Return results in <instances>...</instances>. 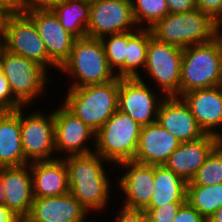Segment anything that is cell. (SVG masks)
<instances>
[{
    "label": "cell",
    "mask_w": 222,
    "mask_h": 222,
    "mask_svg": "<svg viewBox=\"0 0 222 222\" xmlns=\"http://www.w3.org/2000/svg\"><path fill=\"white\" fill-rule=\"evenodd\" d=\"M68 169L70 193L88 210H103L108 205L110 181L96 153L63 158Z\"/></svg>",
    "instance_id": "cell-1"
},
{
    "label": "cell",
    "mask_w": 222,
    "mask_h": 222,
    "mask_svg": "<svg viewBox=\"0 0 222 222\" xmlns=\"http://www.w3.org/2000/svg\"><path fill=\"white\" fill-rule=\"evenodd\" d=\"M221 25L199 9L169 13L151 28L152 36L163 43L186 48L206 43L219 35Z\"/></svg>",
    "instance_id": "cell-2"
},
{
    "label": "cell",
    "mask_w": 222,
    "mask_h": 222,
    "mask_svg": "<svg viewBox=\"0 0 222 222\" xmlns=\"http://www.w3.org/2000/svg\"><path fill=\"white\" fill-rule=\"evenodd\" d=\"M222 85L221 35L213 40L183 48L180 97L195 89Z\"/></svg>",
    "instance_id": "cell-3"
},
{
    "label": "cell",
    "mask_w": 222,
    "mask_h": 222,
    "mask_svg": "<svg viewBox=\"0 0 222 222\" xmlns=\"http://www.w3.org/2000/svg\"><path fill=\"white\" fill-rule=\"evenodd\" d=\"M119 78L102 84L69 88L64 106L97 132L118 110Z\"/></svg>",
    "instance_id": "cell-4"
},
{
    "label": "cell",
    "mask_w": 222,
    "mask_h": 222,
    "mask_svg": "<svg viewBox=\"0 0 222 222\" xmlns=\"http://www.w3.org/2000/svg\"><path fill=\"white\" fill-rule=\"evenodd\" d=\"M59 69L73 77L69 88L102 84L117 77L108 64L101 39L87 36L75 39L69 58Z\"/></svg>",
    "instance_id": "cell-5"
},
{
    "label": "cell",
    "mask_w": 222,
    "mask_h": 222,
    "mask_svg": "<svg viewBox=\"0 0 222 222\" xmlns=\"http://www.w3.org/2000/svg\"><path fill=\"white\" fill-rule=\"evenodd\" d=\"M141 129L128 114L117 110L96 132L94 153L116 166L134 160Z\"/></svg>",
    "instance_id": "cell-6"
},
{
    "label": "cell",
    "mask_w": 222,
    "mask_h": 222,
    "mask_svg": "<svg viewBox=\"0 0 222 222\" xmlns=\"http://www.w3.org/2000/svg\"><path fill=\"white\" fill-rule=\"evenodd\" d=\"M0 69L9 83L13 96L24 107L44 93V86L48 81L52 82V79L47 77L48 70L32 60L6 50L1 44Z\"/></svg>",
    "instance_id": "cell-7"
},
{
    "label": "cell",
    "mask_w": 222,
    "mask_h": 222,
    "mask_svg": "<svg viewBox=\"0 0 222 222\" xmlns=\"http://www.w3.org/2000/svg\"><path fill=\"white\" fill-rule=\"evenodd\" d=\"M0 44L8 51L34 61L46 70L59 67L49 58L33 20L27 14H11Z\"/></svg>",
    "instance_id": "cell-8"
},
{
    "label": "cell",
    "mask_w": 222,
    "mask_h": 222,
    "mask_svg": "<svg viewBox=\"0 0 222 222\" xmlns=\"http://www.w3.org/2000/svg\"><path fill=\"white\" fill-rule=\"evenodd\" d=\"M183 49L149 39L145 69L165 97H180V77Z\"/></svg>",
    "instance_id": "cell-9"
},
{
    "label": "cell",
    "mask_w": 222,
    "mask_h": 222,
    "mask_svg": "<svg viewBox=\"0 0 222 222\" xmlns=\"http://www.w3.org/2000/svg\"><path fill=\"white\" fill-rule=\"evenodd\" d=\"M23 108L24 106L20 107V125L25 159L30 163L56 159L53 156L56 153L54 110L47 117L40 112H33L25 117Z\"/></svg>",
    "instance_id": "cell-10"
},
{
    "label": "cell",
    "mask_w": 222,
    "mask_h": 222,
    "mask_svg": "<svg viewBox=\"0 0 222 222\" xmlns=\"http://www.w3.org/2000/svg\"><path fill=\"white\" fill-rule=\"evenodd\" d=\"M135 25L131 0H91L87 37L101 39L132 31Z\"/></svg>",
    "instance_id": "cell-11"
},
{
    "label": "cell",
    "mask_w": 222,
    "mask_h": 222,
    "mask_svg": "<svg viewBox=\"0 0 222 222\" xmlns=\"http://www.w3.org/2000/svg\"><path fill=\"white\" fill-rule=\"evenodd\" d=\"M143 80L119 78L118 110L146 126L156 122L159 105L165 96H157Z\"/></svg>",
    "instance_id": "cell-12"
},
{
    "label": "cell",
    "mask_w": 222,
    "mask_h": 222,
    "mask_svg": "<svg viewBox=\"0 0 222 222\" xmlns=\"http://www.w3.org/2000/svg\"><path fill=\"white\" fill-rule=\"evenodd\" d=\"M61 106L54 111L56 153L63 151L68 153V156L93 153V150L86 146V142L89 139L95 142L96 132L63 104Z\"/></svg>",
    "instance_id": "cell-13"
},
{
    "label": "cell",
    "mask_w": 222,
    "mask_h": 222,
    "mask_svg": "<svg viewBox=\"0 0 222 222\" xmlns=\"http://www.w3.org/2000/svg\"><path fill=\"white\" fill-rule=\"evenodd\" d=\"M126 168L118 185L125 194L123 207L145 211L153 196L155 165L143 164L135 160L118 164Z\"/></svg>",
    "instance_id": "cell-14"
},
{
    "label": "cell",
    "mask_w": 222,
    "mask_h": 222,
    "mask_svg": "<svg viewBox=\"0 0 222 222\" xmlns=\"http://www.w3.org/2000/svg\"><path fill=\"white\" fill-rule=\"evenodd\" d=\"M0 180L5 194L4 205L23 222L30 214L34 201L30 163L0 168Z\"/></svg>",
    "instance_id": "cell-15"
},
{
    "label": "cell",
    "mask_w": 222,
    "mask_h": 222,
    "mask_svg": "<svg viewBox=\"0 0 222 222\" xmlns=\"http://www.w3.org/2000/svg\"><path fill=\"white\" fill-rule=\"evenodd\" d=\"M156 121L181 143L195 141L206 135L181 97H164Z\"/></svg>",
    "instance_id": "cell-16"
},
{
    "label": "cell",
    "mask_w": 222,
    "mask_h": 222,
    "mask_svg": "<svg viewBox=\"0 0 222 222\" xmlns=\"http://www.w3.org/2000/svg\"><path fill=\"white\" fill-rule=\"evenodd\" d=\"M27 15L33 20L49 58L60 68L69 58L76 38L62 27L52 10H37Z\"/></svg>",
    "instance_id": "cell-17"
},
{
    "label": "cell",
    "mask_w": 222,
    "mask_h": 222,
    "mask_svg": "<svg viewBox=\"0 0 222 222\" xmlns=\"http://www.w3.org/2000/svg\"><path fill=\"white\" fill-rule=\"evenodd\" d=\"M88 210L70 193L34 198L30 214L23 222H83Z\"/></svg>",
    "instance_id": "cell-18"
},
{
    "label": "cell",
    "mask_w": 222,
    "mask_h": 222,
    "mask_svg": "<svg viewBox=\"0 0 222 222\" xmlns=\"http://www.w3.org/2000/svg\"><path fill=\"white\" fill-rule=\"evenodd\" d=\"M181 98L205 134L220 135L215 128L222 125V85L195 89L184 93Z\"/></svg>",
    "instance_id": "cell-19"
},
{
    "label": "cell",
    "mask_w": 222,
    "mask_h": 222,
    "mask_svg": "<svg viewBox=\"0 0 222 222\" xmlns=\"http://www.w3.org/2000/svg\"><path fill=\"white\" fill-rule=\"evenodd\" d=\"M216 146L217 137L209 134L195 141L182 142L164 165L190 182Z\"/></svg>",
    "instance_id": "cell-20"
},
{
    "label": "cell",
    "mask_w": 222,
    "mask_h": 222,
    "mask_svg": "<svg viewBox=\"0 0 222 222\" xmlns=\"http://www.w3.org/2000/svg\"><path fill=\"white\" fill-rule=\"evenodd\" d=\"M180 143L157 121L142 126L134 160L143 164L164 165Z\"/></svg>",
    "instance_id": "cell-21"
},
{
    "label": "cell",
    "mask_w": 222,
    "mask_h": 222,
    "mask_svg": "<svg viewBox=\"0 0 222 222\" xmlns=\"http://www.w3.org/2000/svg\"><path fill=\"white\" fill-rule=\"evenodd\" d=\"M34 198L60 196L70 192L68 169L60 157L30 163Z\"/></svg>",
    "instance_id": "cell-22"
},
{
    "label": "cell",
    "mask_w": 222,
    "mask_h": 222,
    "mask_svg": "<svg viewBox=\"0 0 222 222\" xmlns=\"http://www.w3.org/2000/svg\"><path fill=\"white\" fill-rule=\"evenodd\" d=\"M29 163L22 149L20 108L0 111V168Z\"/></svg>",
    "instance_id": "cell-23"
},
{
    "label": "cell",
    "mask_w": 222,
    "mask_h": 222,
    "mask_svg": "<svg viewBox=\"0 0 222 222\" xmlns=\"http://www.w3.org/2000/svg\"><path fill=\"white\" fill-rule=\"evenodd\" d=\"M154 189L148 208H160L169 203H185L187 182L165 165H155Z\"/></svg>",
    "instance_id": "cell-24"
},
{
    "label": "cell",
    "mask_w": 222,
    "mask_h": 222,
    "mask_svg": "<svg viewBox=\"0 0 222 222\" xmlns=\"http://www.w3.org/2000/svg\"><path fill=\"white\" fill-rule=\"evenodd\" d=\"M91 0H59L52 11L62 27L76 39L87 36Z\"/></svg>",
    "instance_id": "cell-25"
},
{
    "label": "cell",
    "mask_w": 222,
    "mask_h": 222,
    "mask_svg": "<svg viewBox=\"0 0 222 222\" xmlns=\"http://www.w3.org/2000/svg\"><path fill=\"white\" fill-rule=\"evenodd\" d=\"M151 37L150 28H144L143 26L132 31H127L125 78H141L138 67L145 68L148 43Z\"/></svg>",
    "instance_id": "cell-26"
},
{
    "label": "cell",
    "mask_w": 222,
    "mask_h": 222,
    "mask_svg": "<svg viewBox=\"0 0 222 222\" xmlns=\"http://www.w3.org/2000/svg\"><path fill=\"white\" fill-rule=\"evenodd\" d=\"M186 202L208 221L222 207V183L210 186H187Z\"/></svg>",
    "instance_id": "cell-27"
},
{
    "label": "cell",
    "mask_w": 222,
    "mask_h": 222,
    "mask_svg": "<svg viewBox=\"0 0 222 222\" xmlns=\"http://www.w3.org/2000/svg\"><path fill=\"white\" fill-rule=\"evenodd\" d=\"M109 36V37H107ZM101 38L110 68L118 78H125V57L127 56V31Z\"/></svg>",
    "instance_id": "cell-28"
},
{
    "label": "cell",
    "mask_w": 222,
    "mask_h": 222,
    "mask_svg": "<svg viewBox=\"0 0 222 222\" xmlns=\"http://www.w3.org/2000/svg\"><path fill=\"white\" fill-rule=\"evenodd\" d=\"M222 183V151L216 146L187 186H210Z\"/></svg>",
    "instance_id": "cell-29"
},
{
    "label": "cell",
    "mask_w": 222,
    "mask_h": 222,
    "mask_svg": "<svg viewBox=\"0 0 222 222\" xmlns=\"http://www.w3.org/2000/svg\"><path fill=\"white\" fill-rule=\"evenodd\" d=\"M133 16L138 25H147L144 28H151L157 21L167 14L169 9L166 0H131ZM146 22L147 24H143Z\"/></svg>",
    "instance_id": "cell-30"
},
{
    "label": "cell",
    "mask_w": 222,
    "mask_h": 222,
    "mask_svg": "<svg viewBox=\"0 0 222 222\" xmlns=\"http://www.w3.org/2000/svg\"><path fill=\"white\" fill-rule=\"evenodd\" d=\"M184 203H169L160 208H147L148 222H173Z\"/></svg>",
    "instance_id": "cell-31"
},
{
    "label": "cell",
    "mask_w": 222,
    "mask_h": 222,
    "mask_svg": "<svg viewBox=\"0 0 222 222\" xmlns=\"http://www.w3.org/2000/svg\"><path fill=\"white\" fill-rule=\"evenodd\" d=\"M22 106L13 96L9 83L0 69V111H14Z\"/></svg>",
    "instance_id": "cell-32"
},
{
    "label": "cell",
    "mask_w": 222,
    "mask_h": 222,
    "mask_svg": "<svg viewBox=\"0 0 222 222\" xmlns=\"http://www.w3.org/2000/svg\"><path fill=\"white\" fill-rule=\"evenodd\" d=\"M196 9L210 15L222 27V0H196Z\"/></svg>",
    "instance_id": "cell-33"
},
{
    "label": "cell",
    "mask_w": 222,
    "mask_h": 222,
    "mask_svg": "<svg viewBox=\"0 0 222 222\" xmlns=\"http://www.w3.org/2000/svg\"><path fill=\"white\" fill-rule=\"evenodd\" d=\"M173 222H207L205 218L188 202L179 209Z\"/></svg>",
    "instance_id": "cell-34"
},
{
    "label": "cell",
    "mask_w": 222,
    "mask_h": 222,
    "mask_svg": "<svg viewBox=\"0 0 222 222\" xmlns=\"http://www.w3.org/2000/svg\"><path fill=\"white\" fill-rule=\"evenodd\" d=\"M59 0H21V14L37 10H52Z\"/></svg>",
    "instance_id": "cell-35"
},
{
    "label": "cell",
    "mask_w": 222,
    "mask_h": 222,
    "mask_svg": "<svg viewBox=\"0 0 222 222\" xmlns=\"http://www.w3.org/2000/svg\"><path fill=\"white\" fill-rule=\"evenodd\" d=\"M115 222H148L147 213L142 210H133L122 207Z\"/></svg>",
    "instance_id": "cell-36"
},
{
    "label": "cell",
    "mask_w": 222,
    "mask_h": 222,
    "mask_svg": "<svg viewBox=\"0 0 222 222\" xmlns=\"http://www.w3.org/2000/svg\"><path fill=\"white\" fill-rule=\"evenodd\" d=\"M170 13L190 12L196 9V0H166Z\"/></svg>",
    "instance_id": "cell-37"
},
{
    "label": "cell",
    "mask_w": 222,
    "mask_h": 222,
    "mask_svg": "<svg viewBox=\"0 0 222 222\" xmlns=\"http://www.w3.org/2000/svg\"><path fill=\"white\" fill-rule=\"evenodd\" d=\"M11 14L4 6L0 5V41L4 37L7 21Z\"/></svg>",
    "instance_id": "cell-38"
},
{
    "label": "cell",
    "mask_w": 222,
    "mask_h": 222,
    "mask_svg": "<svg viewBox=\"0 0 222 222\" xmlns=\"http://www.w3.org/2000/svg\"><path fill=\"white\" fill-rule=\"evenodd\" d=\"M0 222H22L4 204L0 205Z\"/></svg>",
    "instance_id": "cell-39"
},
{
    "label": "cell",
    "mask_w": 222,
    "mask_h": 222,
    "mask_svg": "<svg viewBox=\"0 0 222 222\" xmlns=\"http://www.w3.org/2000/svg\"><path fill=\"white\" fill-rule=\"evenodd\" d=\"M0 5L4 6L12 14L21 13V0H0Z\"/></svg>",
    "instance_id": "cell-40"
},
{
    "label": "cell",
    "mask_w": 222,
    "mask_h": 222,
    "mask_svg": "<svg viewBox=\"0 0 222 222\" xmlns=\"http://www.w3.org/2000/svg\"><path fill=\"white\" fill-rule=\"evenodd\" d=\"M207 222H222V207H220Z\"/></svg>",
    "instance_id": "cell-41"
},
{
    "label": "cell",
    "mask_w": 222,
    "mask_h": 222,
    "mask_svg": "<svg viewBox=\"0 0 222 222\" xmlns=\"http://www.w3.org/2000/svg\"><path fill=\"white\" fill-rule=\"evenodd\" d=\"M4 201H5V194H4L2 181L0 180V205H3Z\"/></svg>",
    "instance_id": "cell-42"
},
{
    "label": "cell",
    "mask_w": 222,
    "mask_h": 222,
    "mask_svg": "<svg viewBox=\"0 0 222 222\" xmlns=\"http://www.w3.org/2000/svg\"><path fill=\"white\" fill-rule=\"evenodd\" d=\"M217 146L221 149L222 151V132L220 135L217 136Z\"/></svg>",
    "instance_id": "cell-43"
},
{
    "label": "cell",
    "mask_w": 222,
    "mask_h": 222,
    "mask_svg": "<svg viewBox=\"0 0 222 222\" xmlns=\"http://www.w3.org/2000/svg\"><path fill=\"white\" fill-rule=\"evenodd\" d=\"M221 29L222 28H220L219 34L221 35V46H222V33H221L222 31H221Z\"/></svg>",
    "instance_id": "cell-44"
}]
</instances>
